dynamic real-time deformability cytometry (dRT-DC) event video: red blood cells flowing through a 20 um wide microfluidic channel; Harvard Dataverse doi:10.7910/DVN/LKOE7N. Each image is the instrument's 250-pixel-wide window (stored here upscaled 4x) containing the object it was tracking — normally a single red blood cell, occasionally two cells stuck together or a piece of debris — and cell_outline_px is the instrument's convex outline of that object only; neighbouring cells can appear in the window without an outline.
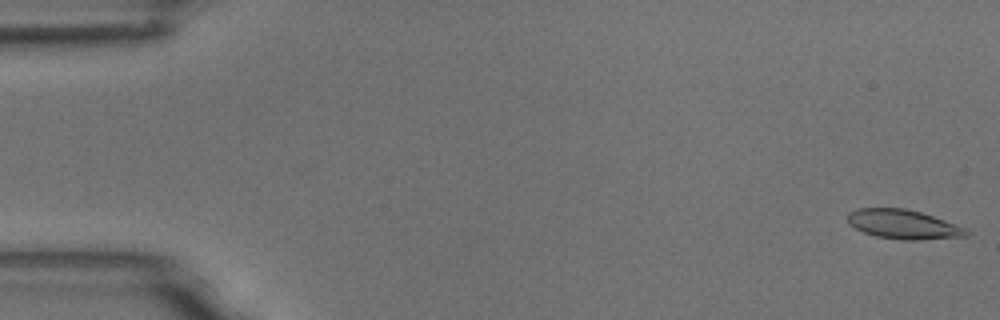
{"species": "common noctule bat (a hibernating species)", "species_latin": "Nyctalus noctula", "temperature_condition": "room temperature", "stored_images_in_passage": 6, "camera_frame_rate_fps": 3000, "um_per_image_px": 0.085, "animal": {"sex": "male", "body_mass_g": 18.8}, "frame": {"image": 1, "passage_image": 1, "time_ms": 0.0, "image_size_px": [1000, 320], "cell_outline_px": [[972, 232], [968, 236], [916, 240], [900, 240], [876, 236], [864, 232], [848, 224], [848, 212], [856, 208], [904, 208], [920, 212], [968, 228]], "centroid_in_image_um": [76.8, 19.07], "position_along_channel_um": 8.2, "area_um2": 20.35}}
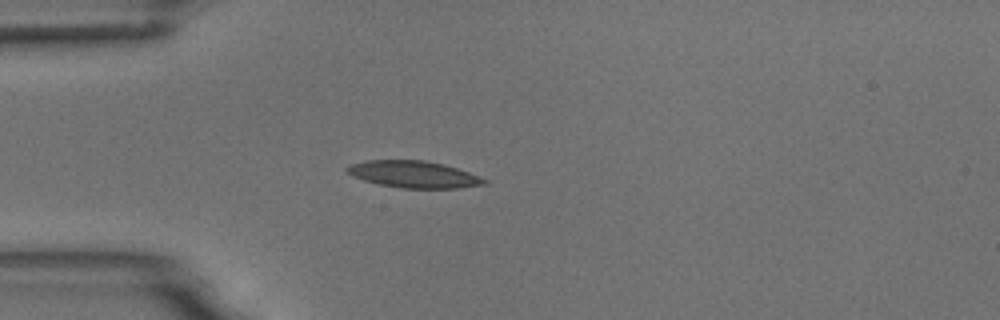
{"frame": {"image": 2, "passage_image": 5, "time_ms": 4.667, "image_size_px": [1000, 320], "cell_outline_px": [[488, 184], [456, 188], [400, 188], [380, 184], [364, 180], [352, 176], [344, 172], [344, 168], [352, 164], [368, 160], [424, 160], [444, 164], [468, 172], [488, 180]], "centroid_in_image_um": [35.14, 14.82], "position_along_channel_um": 49.9, "area_um2": 21.44}}